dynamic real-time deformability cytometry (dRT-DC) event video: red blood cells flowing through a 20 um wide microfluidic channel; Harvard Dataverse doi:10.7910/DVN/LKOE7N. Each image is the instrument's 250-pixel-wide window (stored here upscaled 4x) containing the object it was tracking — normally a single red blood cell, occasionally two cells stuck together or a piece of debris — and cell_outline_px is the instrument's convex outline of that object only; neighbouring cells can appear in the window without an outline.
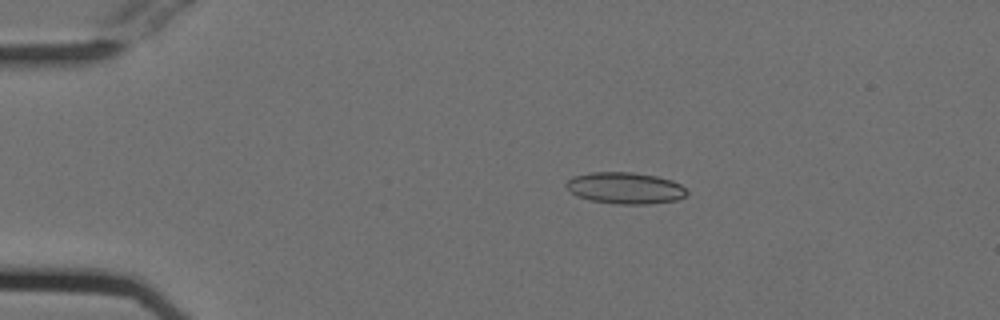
{"species": "Egyptian fruit bat (a non-hibernating species)", "species_latin": "Rousettus aegyptiacus", "temperature_condition": "cold", "stored_images_in_passage": 53, "camera_frame_rate_fps": 3000, "um_per_image_px": 0.085, "animal": {"sex": "female"}, "frame": {"image": 1, "passage_image": 10, "time_ms": 3.0, "image_size_px": [1000, 320], "cell_outline_px": [[688, 196], [676, 200], [648, 204], [616, 204], [592, 200], [576, 196], [564, 184], [572, 176], [592, 172], [632, 172], [656, 176], [672, 180], [680, 184], [688, 192]], "centroid_in_image_um": [53.15, 15.98], "position_along_channel_um": 31.8, "area_um2": 22.2}}
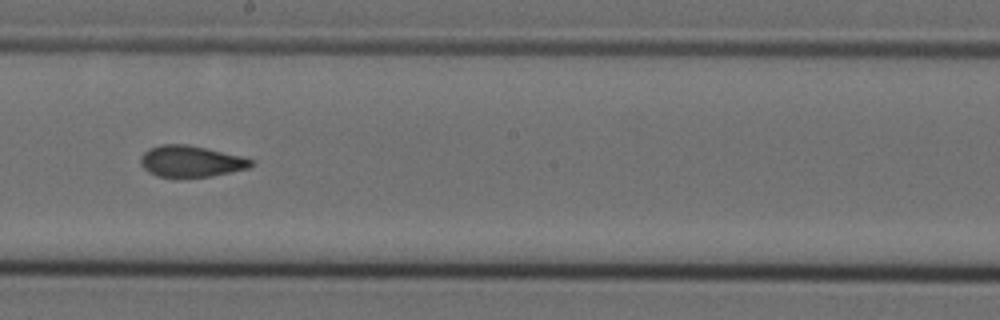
{"frame": {"image": 2, "passage_image": 30, "time_ms": 9.667, "image_size_px": [1000, 320], "cell_outline_px": [[256, 160], [248, 168], [212, 176], [156, 176], [148, 172], [140, 164], [140, 156], [148, 148], [160, 144], [188, 144], [240, 156]], "centroid_in_image_um": [16.19, 13.69], "position_along_channel_um": 232.0, "area_um2": 20.0}}
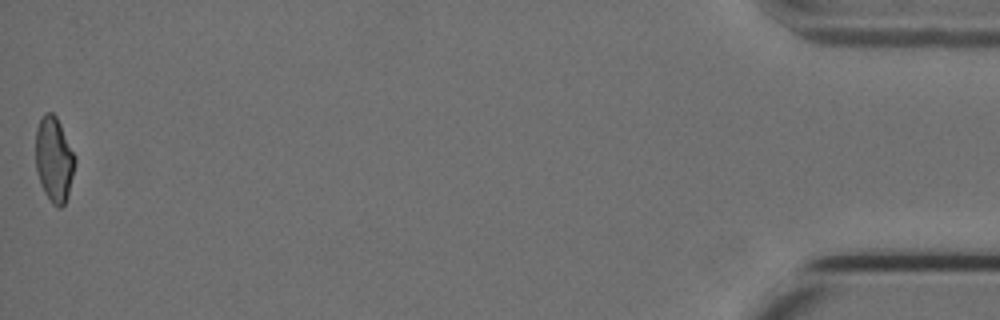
{"frame": {"image": 3, "passage_image": 53, "time_ms": 17.333, "image_size_px": [1000, 320], "cell_outline_px": [[76, 160], [68, 196], [64, 204], [60, 208], [52, 204], [44, 192], [40, 184], [36, 168], [36, 128], [44, 112], [52, 112], [56, 116], [60, 124]], "centroid_in_image_um": [4.58, 13.57], "position_along_channel_um": 430.6, "area_um2": 19.31}, "authors_computed_cell_mechanics": {"area_um2": 20.519, "velocity_mm_per_s": 3.7937, "shape_relaxation_time_tau1_ms": null, "shape_relaxation_time_tau2_ms": 2.0515, "deformation_change_tau1": null, "deformation_change_tau2": 0.0917}}